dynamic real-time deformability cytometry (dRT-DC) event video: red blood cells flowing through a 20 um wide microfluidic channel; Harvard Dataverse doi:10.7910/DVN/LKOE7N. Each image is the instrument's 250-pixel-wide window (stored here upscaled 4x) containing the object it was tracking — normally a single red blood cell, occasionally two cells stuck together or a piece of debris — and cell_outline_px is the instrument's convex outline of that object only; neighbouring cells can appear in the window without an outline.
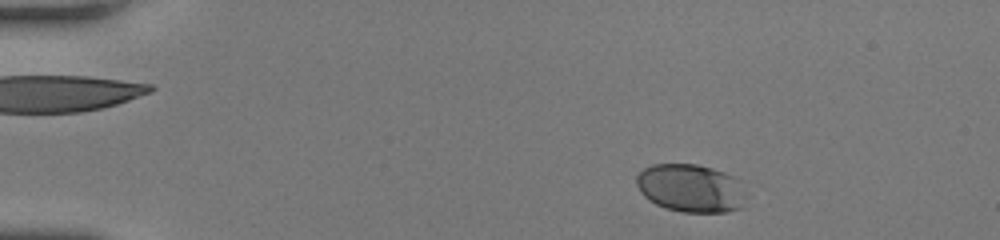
{"species": "human", "species_latin": "Homo sapiens", "temperature_condition": "room temperature", "stored_images_in_passage": 46, "camera_frame_rate_fps": 3000, "um_per_image_px": 0.085, "donor": {"sex": "female"}, "frame": {"image": 1, "passage_image": 4, "time_ms": 1.0, "image_size_px": [1000, 240], "cell_outline_px": [[748, 196], [744, 208], [728, 212], [684, 212], [668, 208], [656, 204], [648, 200], [640, 192], [636, 184], [636, 176], [644, 168], [652, 164], [696, 164], [712, 168], [724, 172], [732, 176]], "centroid_in_image_um": [58.73, 16.01], "position_along_channel_um": 26.3, "area_um2": 30.92}}
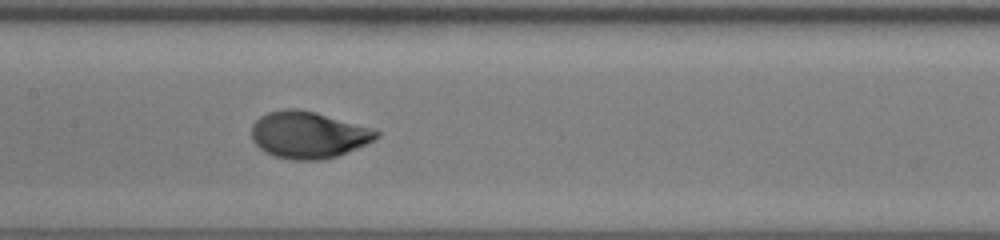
{"frame": {"image": 2, "passage_image": 22, "time_ms": 7.0, "image_size_px": [1000, 240], "cell_outline_px": [[380, 136], [356, 148], [336, 156], [320, 160], [292, 160], [276, 156], [260, 148], [252, 140], [252, 124], [260, 116], [268, 112], [284, 108], [296, 108], [316, 112], [372, 128], [380, 132]], "centroid_in_image_um": [26.19, 11.44], "position_along_channel_um": 181.2, "area_um2": 33.81}}
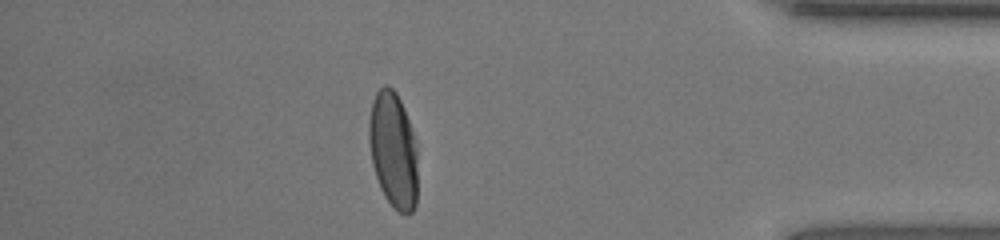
{"frame": {"image": 3, "passage_image": 40, "time_ms": 13.0, "image_size_px": [1000, 240], "cell_outline_px": [[416, 204], [412, 212], [408, 216], [400, 212], [384, 196], [380, 188], [372, 164], [368, 140], [368, 124], [372, 100], [376, 92], [384, 84], [388, 84], [396, 92], [404, 108], [412, 132], [416, 148]], "centroid_in_image_um": [33.4, 12.73], "position_along_channel_um": 401.8, "area_um2": 32.89}, "authors_computed_cell_mechanics": {"area_um2": 33.235, "velocity_mm_per_s": 4.2141, "shape_relaxation_time_tau1_ms": 3.1873, "shape_relaxation_time_tau2_ms": null, "deformation_change_tau1": 0.1634, "deformation_change_tau2": null}}